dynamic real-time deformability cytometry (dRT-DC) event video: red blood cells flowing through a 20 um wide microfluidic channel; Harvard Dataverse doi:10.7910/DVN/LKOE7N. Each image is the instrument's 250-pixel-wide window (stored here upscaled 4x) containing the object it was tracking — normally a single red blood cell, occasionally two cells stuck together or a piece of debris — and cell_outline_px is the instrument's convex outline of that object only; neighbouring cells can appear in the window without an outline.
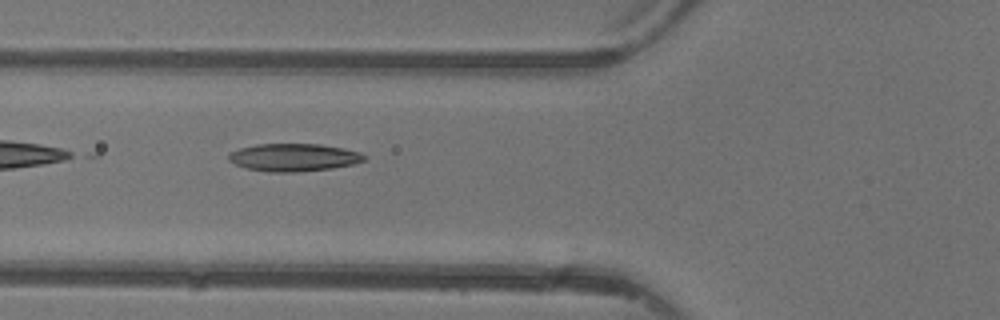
{"species": "common noctule bat (a hibernating species)", "species_latin": "Nyctalus noctula", "temperature_condition": "warm", "stored_images_in_passage": 3, "camera_frame_rate_fps": 3000, "um_per_image_px": 0.085, "animal": {"sex": "female"}, "frame": {"image": 1, "passage_image": 3, "time_ms": 2.333, "image_size_px": [1000, 320], "cell_outline_px": [[368, 156], [364, 160], [352, 164], [332, 168], [296, 172], [268, 172], [244, 168], [228, 160], [228, 156], [232, 152], [240, 148], [256, 144], [320, 144], [360, 152]], "centroid_in_image_um": [24.95, 13.38], "position_along_channel_um": 100.8, "area_um2": 21.79}}